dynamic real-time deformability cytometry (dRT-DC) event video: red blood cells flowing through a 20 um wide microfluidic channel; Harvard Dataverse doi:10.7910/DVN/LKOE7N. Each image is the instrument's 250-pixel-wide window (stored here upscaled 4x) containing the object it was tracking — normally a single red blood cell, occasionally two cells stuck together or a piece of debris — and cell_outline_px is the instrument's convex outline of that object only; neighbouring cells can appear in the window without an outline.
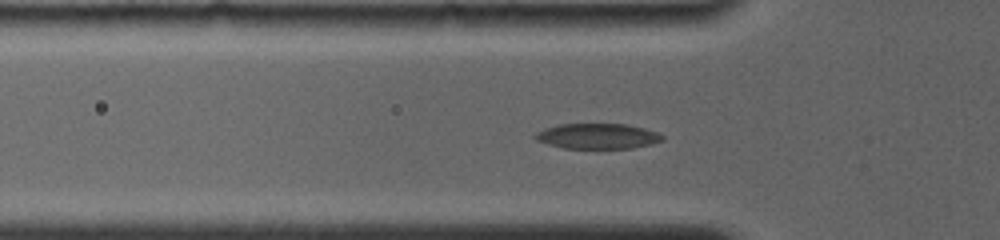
{"species": "common noctule bat (a hibernating species)", "species_latin": "Nyctalus noctula", "temperature_condition": "room temperature", "stored_images_in_passage": 27, "camera_frame_rate_fps": 4000, "um_per_image_px": 0.085, "animal": {"sex": "female", "body_mass_g": 19.0, "forearm_length_mm": 56.7}, "frame": {"image": 1, "passage_image": 9, "time_ms": 3.5, "image_size_px": [1000, 240], "cell_outline_px": [[664, 140], [632, 148], [564, 148], [548, 144], [536, 140], [532, 136], [536, 132], [544, 128], [556, 124], [628, 124], [644, 128], [656, 132], [664, 136]], "centroid_in_image_um": [50.75, 11.56], "position_along_channel_um": 75.1, "area_um2": 18.79}}
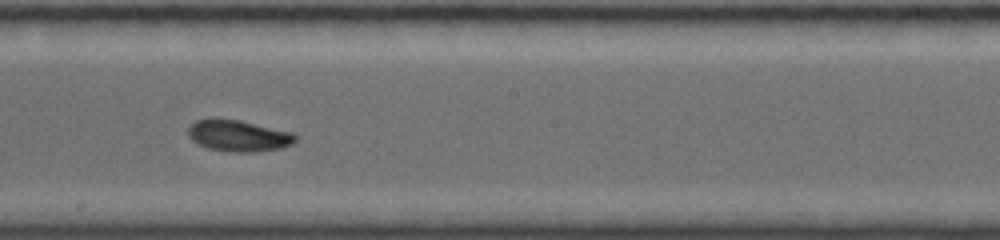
{"frame": {"image": 2, "passage_image": 18, "time_ms": 7.5, "image_size_px": [1000, 240], "cell_outline_px": [[296, 140], [292, 144], [280, 148], [252, 152], [232, 152], [208, 148], [192, 140], [188, 136], [188, 128], [196, 120], [212, 116], [216, 116], [240, 120], [292, 132], [296, 136]], "centroid_in_image_um": [20.23, 11.5], "position_along_channel_um": 228.0, "area_um2": 19.88}}
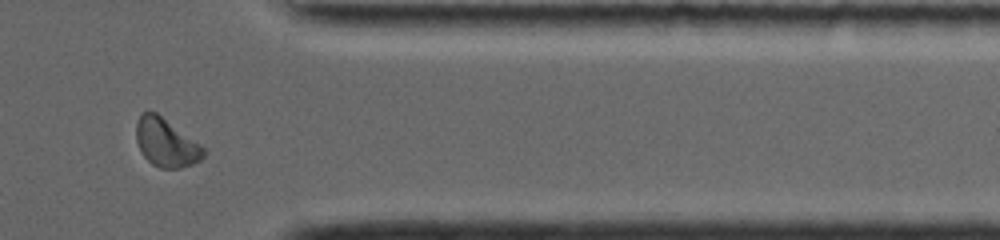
{"frame": {"image": 3, "passage_image": 24, "time_ms": 12.0, "image_size_px": [1000, 240], "cell_outline_px": [[204, 156], [200, 160], [192, 164], [180, 168], [160, 168], [152, 164], [140, 152], [136, 140], [136, 120], [140, 112], [156, 112], [200, 144], [204, 148]], "centroid_in_image_um": [14.08, 12.12], "position_along_channel_um": 397.3, "area_um2": 18.9}}